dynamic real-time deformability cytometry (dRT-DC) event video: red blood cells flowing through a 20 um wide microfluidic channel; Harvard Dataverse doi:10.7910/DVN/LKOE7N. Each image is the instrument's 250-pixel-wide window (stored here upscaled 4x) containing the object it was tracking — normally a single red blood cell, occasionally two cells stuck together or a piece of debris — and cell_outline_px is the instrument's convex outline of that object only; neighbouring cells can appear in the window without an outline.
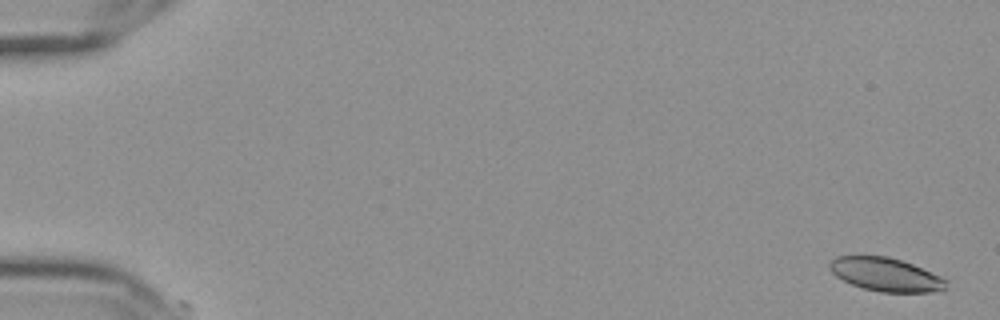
{"species": "Egyptian fruit bat (a non-hibernating species)", "species_latin": "Rousettus aegyptiacus", "temperature_condition": "cold", "stored_images_in_passage": 3, "camera_frame_rate_fps": 3000, "um_per_image_px": 0.085, "frame": {"image": 1, "passage_image": 2, "time_ms": 0.333, "image_size_px": [1000, 320], "cell_outline_px": [[948, 288], [932, 292], [880, 292], [864, 288], [852, 284], [836, 276], [832, 272], [828, 264], [836, 256], [888, 256], [912, 264], [940, 276], [948, 280]], "centroid_in_image_um": [75.31, 23.34], "position_along_channel_um": 9.7, "area_um2": 22.6}}